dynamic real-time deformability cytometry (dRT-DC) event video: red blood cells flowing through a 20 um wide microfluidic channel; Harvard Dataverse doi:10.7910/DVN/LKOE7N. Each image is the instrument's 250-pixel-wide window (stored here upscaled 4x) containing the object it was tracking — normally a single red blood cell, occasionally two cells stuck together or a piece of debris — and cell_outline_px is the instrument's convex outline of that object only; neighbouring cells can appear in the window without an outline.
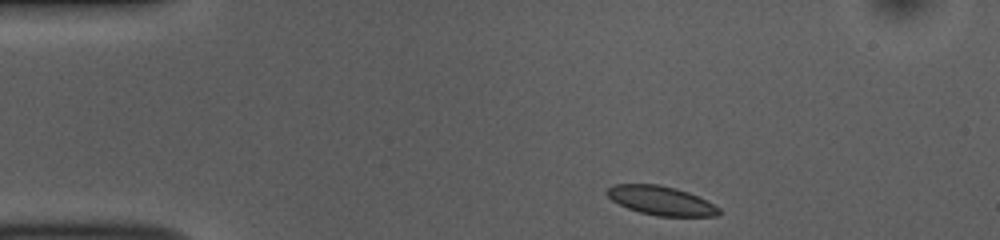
{"species": "common noctule bat (a hibernating species)", "species_latin": "Nyctalus noctula", "temperature_condition": "room temperature", "stored_images_in_passage": 45, "camera_frame_rate_fps": 3000, "um_per_image_px": 0.085, "animal": {"sex": "female", "body_mass_g": 10.0, "forearm_length_mm": 53.1}, "frame": {"image": 1, "passage_image": 1, "time_ms": 0.0, "image_size_px": [1000, 240], "cell_outline_px": [[720, 212], [716, 216], [656, 216], [640, 212], [628, 208], [612, 200], [604, 192], [612, 184], [660, 184], [676, 188], [688, 192], [720, 208]], "centroid_in_image_um": [56.15, 17.04], "position_along_channel_um": 28.9, "area_um2": 18.79}}
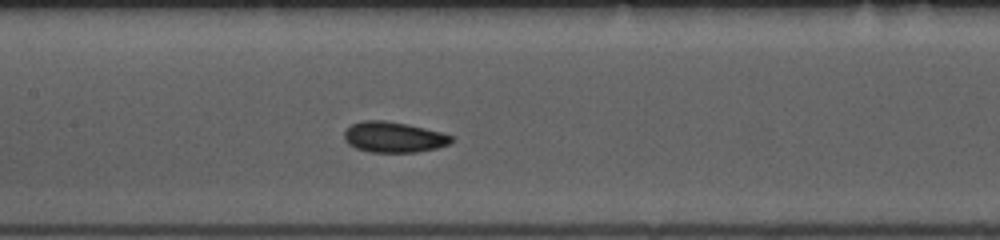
{"frame": {"image": 2, "passage_image": 17, "time_ms": 5.333, "image_size_px": [1000, 240], "cell_outline_px": [[452, 140], [448, 144], [436, 148], [416, 152], [372, 152], [356, 148], [348, 144], [344, 140], [344, 132], [352, 124], [364, 120], [384, 120], [408, 124], [444, 132], [452, 136]], "centroid_in_image_um": [33.46, 11.65], "position_along_channel_um": 173.9, "area_um2": 19.13}}
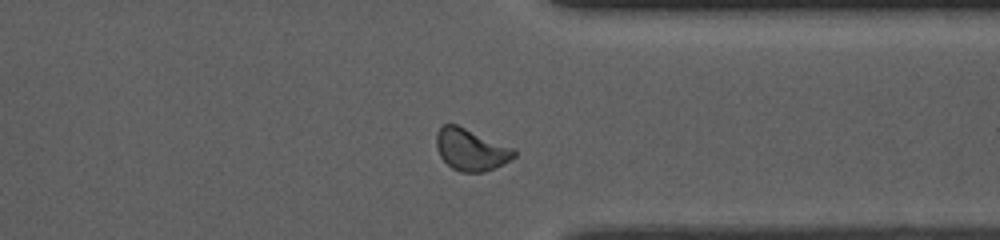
{"frame": {"image": 3, "passage_image": 33, "time_ms": 10.667, "image_size_px": [1000, 240], "cell_outline_px": [[516, 156], [504, 164], [496, 168], [484, 172], [460, 172], [452, 168], [440, 156], [436, 148], [436, 132], [444, 124], [456, 124], [512, 148], [516, 152]], "centroid_in_image_um": [40.01, 12.74], "position_along_channel_um": 371.4, "area_um2": 18.79}, "authors_computed_cell_mechanics": {"area_um2": 18.8428, "velocity_mm_per_s": 3.7435, "shape_relaxation_time_tau1_ms": 2.9853, "shape_relaxation_time_tau2_ms": 2.2562, "deformation_change_tau1": 0.0771, "deformation_change_tau2": 0.0688}}